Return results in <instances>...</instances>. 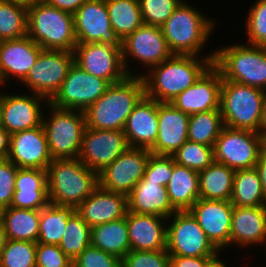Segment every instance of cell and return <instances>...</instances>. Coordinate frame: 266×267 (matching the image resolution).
<instances>
[{"mask_svg":"<svg viewBox=\"0 0 266 267\" xmlns=\"http://www.w3.org/2000/svg\"><path fill=\"white\" fill-rule=\"evenodd\" d=\"M123 132L129 147L150 150L158 135V102L144 95L128 116Z\"/></svg>","mask_w":266,"mask_h":267,"instance_id":"obj_23","label":"cell"},{"mask_svg":"<svg viewBox=\"0 0 266 267\" xmlns=\"http://www.w3.org/2000/svg\"><path fill=\"white\" fill-rule=\"evenodd\" d=\"M27 36L44 50L73 52L77 45L74 16L36 0L28 5Z\"/></svg>","mask_w":266,"mask_h":267,"instance_id":"obj_4","label":"cell"},{"mask_svg":"<svg viewBox=\"0 0 266 267\" xmlns=\"http://www.w3.org/2000/svg\"><path fill=\"white\" fill-rule=\"evenodd\" d=\"M2 126V94H0V127Z\"/></svg>","mask_w":266,"mask_h":267,"instance_id":"obj_57","label":"cell"},{"mask_svg":"<svg viewBox=\"0 0 266 267\" xmlns=\"http://www.w3.org/2000/svg\"><path fill=\"white\" fill-rule=\"evenodd\" d=\"M109 85L107 80L90 75L74 63L49 103L57 108L85 112L106 92Z\"/></svg>","mask_w":266,"mask_h":267,"instance_id":"obj_12","label":"cell"},{"mask_svg":"<svg viewBox=\"0 0 266 267\" xmlns=\"http://www.w3.org/2000/svg\"><path fill=\"white\" fill-rule=\"evenodd\" d=\"M11 207L41 210L49 202L47 170L18 168Z\"/></svg>","mask_w":266,"mask_h":267,"instance_id":"obj_27","label":"cell"},{"mask_svg":"<svg viewBox=\"0 0 266 267\" xmlns=\"http://www.w3.org/2000/svg\"><path fill=\"white\" fill-rule=\"evenodd\" d=\"M266 242V205L233 206L230 245L249 246Z\"/></svg>","mask_w":266,"mask_h":267,"instance_id":"obj_28","label":"cell"},{"mask_svg":"<svg viewBox=\"0 0 266 267\" xmlns=\"http://www.w3.org/2000/svg\"><path fill=\"white\" fill-rule=\"evenodd\" d=\"M47 182L50 203L75 208L99 186L98 173L78 158L52 160Z\"/></svg>","mask_w":266,"mask_h":267,"instance_id":"obj_3","label":"cell"},{"mask_svg":"<svg viewBox=\"0 0 266 267\" xmlns=\"http://www.w3.org/2000/svg\"><path fill=\"white\" fill-rule=\"evenodd\" d=\"M40 210L7 207L0 210V221L9 240L37 242Z\"/></svg>","mask_w":266,"mask_h":267,"instance_id":"obj_33","label":"cell"},{"mask_svg":"<svg viewBox=\"0 0 266 267\" xmlns=\"http://www.w3.org/2000/svg\"><path fill=\"white\" fill-rule=\"evenodd\" d=\"M230 202L238 207H256L266 205L262 185L257 170H235L233 192Z\"/></svg>","mask_w":266,"mask_h":267,"instance_id":"obj_35","label":"cell"},{"mask_svg":"<svg viewBox=\"0 0 266 267\" xmlns=\"http://www.w3.org/2000/svg\"><path fill=\"white\" fill-rule=\"evenodd\" d=\"M235 170L214 161L198 173L199 198L230 201L233 192Z\"/></svg>","mask_w":266,"mask_h":267,"instance_id":"obj_31","label":"cell"},{"mask_svg":"<svg viewBox=\"0 0 266 267\" xmlns=\"http://www.w3.org/2000/svg\"><path fill=\"white\" fill-rule=\"evenodd\" d=\"M170 254L165 250H130L122 259V267H169Z\"/></svg>","mask_w":266,"mask_h":267,"instance_id":"obj_45","label":"cell"},{"mask_svg":"<svg viewBox=\"0 0 266 267\" xmlns=\"http://www.w3.org/2000/svg\"><path fill=\"white\" fill-rule=\"evenodd\" d=\"M247 15V43L266 46V0H257Z\"/></svg>","mask_w":266,"mask_h":267,"instance_id":"obj_43","label":"cell"},{"mask_svg":"<svg viewBox=\"0 0 266 267\" xmlns=\"http://www.w3.org/2000/svg\"><path fill=\"white\" fill-rule=\"evenodd\" d=\"M42 50L28 36L2 40L0 45V85H3L11 75L22 81L35 65Z\"/></svg>","mask_w":266,"mask_h":267,"instance_id":"obj_24","label":"cell"},{"mask_svg":"<svg viewBox=\"0 0 266 267\" xmlns=\"http://www.w3.org/2000/svg\"><path fill=\"white\" fill-rule=\"evenodd\" d=\"M166 188L173 208L188 211L199 199L198 172L175 163Z\"/></svg>","mask_w":266,"mask_h":267,"instance_id":"obj_30","label":"cell"},{"mask_svg":"<svg viewBox=\"0 0 266 267\" xmlns=\"http://www.w3.org/2000/svg\"><path fill=\"white\" fill-rule=\"evenodd\" d=\"M112 29L123 41L142 24L139 0H106Z\"/></svg>","mask_w":266,"mask_h":267,"instance_id":"obj_34","label":"cell"},{"mask_svg":"<svg viewBox=\"0 0 266 267\" xmlns=\"http://www.w3.org/2000/svg\"><path fill=\"white\" fill-rule=\"evenodd\" d=\"M172 156L175 163L199 173L214 162V147L187 140Z\"/></svg>","mask_w":266,"mask_h":267,"instance_id":"obj_40","label":"cell"},{"mask_svg":"<svg viewBox=\"0 0 266 267\" xmlns=\"http://www.w3.org/2000/svg\"><path fill=\"white\" fill-rule=\"evenodd\" d=\"M37 242L9 240L0 256V267H36Z\"/></svg>","mask_w":266,"mask_h":267,"instance_id":"obj_41","label":"cell"},{"mask_svg":"<svg viewBox=\"0 0 266 267\" xmlns=\"http://www.w3.org/2000/svg\"><path fill=\"white\" fill-rule=\"evenodd\" d=\"M219 255L217 254L208 264V267H227L226 263L219 260Z\"/></svg>","mask_w":266,"mask_h":267,"instance_id":"obj_55","label":"cell"},{"mask_svg":"<svg viewBox=\"0 0 266 267\" xmlns=\"http://www.w3.org/2000/svg\"><path fill=\"white\" fill-rule=\"evenodd\" d=\"M213 258L170 255L169 267H208Z\"/></svg>","mask_w":266,"mask_h":267,"instance_id":"obj_49","label":"cell"},{"mask_svg":"<svg viewBox=\"0 0 266 267\" xmlns=\"http://www.w3.org/2000/svg\"><path fill=\"white\" fill-rule=\"evenodd\" d=\"M9 1H16V2H20V3L26 4V5H30L33 2H35L36 0H9Z\"/></svg>","mask_w":266,"mask_h":267,"instance_id":"obj_56","label":"cell"},{"mask_svg":"<svg viewBox=\"0 0 266 267\" xmlns=\"http://www.w3.org/2000/svg\"><path fill=\"white\" fill-rule=\"evenodd\" d=\"M213 21L182 1L161 29L173 55L197 56L213 31Z\"/></svg>","mask_w":266,"mask_h":267,"instance_id":"obj_5","label":"cell"},{"mask_svg":"<svg viewBox=\"0 0 266 267\" xmlns=\"http://www.w3.org/2000/svg\"><path fill=\"white\" fill-rule=\"evenodd\" d=\"M129 148L123 130H99L86 127L78 159L100 173Z\"/></svg>","mask_w":266,"mask_h":267,"instance_id":"obj_15","label":"cell"},{"mask_svg":"<svg viewBox=\"0 0 266 267\" xmlns=\"http://www.w3.org/2000/svg\"><path fill=\"white\" fill-rule=\"evenodd\" d=\"M128 211L152 214L170 220L176 212L170 203L167 188L141 178L127 195Z\"/></svg>","mask_w":266,"mask_h":267,"instance_id":"obj_29","label":"cell"},{"mask_svg":"<svg viewBox=\"0 0 266 267\" xmlns=\"http://www.w3.org/2000/svg\"><path fill=\"white\" fill-rule=\"evenodd\" d=\"M265 90L222 80L220 112L224 126L262 133Z\"/></svg>","mask_w":266,"mask_h":267,"instance_id":"obj_6","label":"cell"},{"mask_svg":"<svg viewBox=\"0 0 266 267\" xmlns=\"http://www.w3.org/2000/svg\"><path fill=\"white\" fill-rule=\"evenodd\" d=\"M46 107L51 110L49 111L51 114L48 120L43 116L42 125L53 160L78 158L86 128L85 113L57 108L50 103Z\"/></svg>","mask_w":266,"mask_h":267,"instance_id":"obj_8","label":"cell"},{"mask_svg":"<svg viewBox=\"0 0 266 267\" xmlns=\"http://www.w3.org/2000/svg\"><path fill=\"white\" fill-rule=\"evenodd\" d=\"M17 169L9 159H0V210L11 205Z\"/></svg>","mask_w":266,"mask_h":267,"instance_id":"obj_48","label":"cell"},{"mask_svg":"<svg viewBox=\"0 0 266 267\" xmlns=\"http://www.w3.org/2000/svg\"><path fill=\"white\" fill-rule=\"evenodd\" d=\"M90 245L91 227L75 211L67 220L59 247L71 260H74Z\"/></svg>","mask_w":266,"mask_h":267,"instance_id":"obj_39","label":"cell"},{"mask_svg":"<svg viewBox=\"0 0 266 267\" xmlns=\"http://www.w3.org/2000/svg\"><path fill=\"white\" fill-rule=\"evenodd\" d=\"M264 147H265V150H266V134L264 135Z\"/></svg>","mask_w":266,"mask_h":267,"instance_id":"obj_58","label":"cell"},{"mask_svg":"<svg viewBox=\"0 0 266 267\" xmlns=\"http://www.w3.org/2000/svg\"><path fill=\"white\" fill-rule=\"evenodd\" d=\"M8 238L6 230L4 229L3 223L0 221V256L7 244Z\"/></svg>","mask_w":266,"mask_h":267,"instance_id":"obj_53","label":"cell"},{"mask_svg":"<svg viewBox=\"0 0 266 267\" xmlns=\"http://www.w3.org/2000/svg\"><path fill=\"white\" fill-rule=\"evenodd\" d=\"M183 0H139L143 24L161 27Z\"/></svg>","mask_w":266,"mask_h":267,"instance_id":"obj_42","label":"cell"},{"mask_svg":"<svg viewBox=\"0 0 266 267\" xmlns=\"http://www.w3.org/2000/svg\"><path fill=\"white\" fill-rule=\"evenodd\" d=\"M262 134H266V90L264 93V100H263V115H262Z\"/></svg>","mask_w":266,"mask_h":267,"instance_id":"obj_54","label":"cell"},{"mask_svg":"<svg viewBox=\"0 0 266 267\" xmlns=\"http://www.w3.org/2000/svg\"><path fill=\"white\" fill-rule=\"evenodd\" d=\"M265 150L264 135L224 126L214 146V161L234 170L254 168Z\"/></svg>","mask_w":266,"mask_h":267,"instance_id":"obj_9","label":"cell"},{"mask_svg":"<svg viewBox=\"0 0 266 267\" xmlns=\"http://www.w3.org/2000/svg\"><path fill=\"white\" fill-rule=\"evenodd\" d=\"M47 5L74 14L85 2L89 0H42Z\"/></svg>","mask_w":266,"mask_h":267,"instance_id":"obj_50","label":"cell"},{"mask_svg":"<svg viewBox=\"0 0 266 267\" xmlns=\"http://www.w3.org/2000/svg\"><path fill=\"white\" fill-rule=\"evenodd\" d=\"M223 128L224 122L220 110H209L190 115L188 140L214 147Z\"/></svg>","mask_w":266,"mask_h":267,"instance_id":"obj_37","label":"cell"},{"mask_svg":"<svg viewBox=\"0 0 266 267\" xmlns=\"http://www.w3.org/2000/svg\"><path fill=\"white\" fill-rule=\"evenodd\" d=\"M125 217L131 250L166 249L167 226L164 225L163 220L167 218L152 214H136L128 210Z\"/></svg>","mask_w":266,"mask_h":267,"instance_id":"obj_26","label":"cell"},{"mask_svg":"<svg viewBox=\"0 0 266 267\" xmlns=\"http://www.w3.org/2000/svg\"><path fill=\"white\" fill-rule=\"evenodd\" d=\"M28 5L0 0V38L20 39L27 36Z\"/></svg>","mask_w":266,"mask_h":267,"instance_id":"obj_38","label":"cell"},{"mask_svg":"<svg viewBox=\"0 0 266 267\" xmlns=\"http://www.w3.org/2000/svg\"><path fill=\"white\" fill-rule=\"evenodd\" d=\"M255 169L259 174V178L262 185L263 196L266 201V150H264L258 157V161L255 165Z\"/></svg>","mask_w":266,"mask_h":267,"instance_id":"obj_51","label":"cell"},{"mask_svg":"<svg viewBox=\"0 0 266 267\" xmlns=\"http://www.w3.org/2000/svg\"><path fill=\"white\" fill-rule=\"evenodd\" d=\"M91 246L122 260L131 250L126 217L91 227Z\"/></svg>","mask_w":266,"mask_h":267,"instance_id":"obj_32","label":"cell"},{"mask_svg":"<svg viewBox=\"0 0 266 267\" xmlns=\"http://www.w3.org/2000/svg\"><path fill=\"white\" fill-rule=\"evenodd\" d=\"M73 267H122V260L90 245L73 260Z\"/></svg>","mask_w":266,"mask_h":267,"instance_id":"obj_46","label":"cell"},{"mask_svg":"<svg viewBox=\"0 0 266 267\" xmlns=\"http://www.w3.org/2000/svg\"><path fill=\"white\" fill-rule=\"evenodd\" d=\"M209 54L199 60L194 55H173L151 68L150 74H141L145 95L157 102H172L180 93L192 86L213 64Z\"/></svg>","mask_w":266,"mask_h":267,"instance_id":"obj_1","label":"cell"},{"mask_svg":"<svg viewBox=\"0 0 266 267\" xmlns=\"http://www.w3.org/2000/svg\"><path fill=\"white\" fill-rule=\"evenodd\" d=\"M167 225L166 250L170 255L215 257L218 249L211 243L189 211H176Z\"/></svg>","mask_w":266,"mask_h":267,"instance_id":"obj_10","label":"cell"},{"mask_svg":"<svg viewBox=\"0 0 266 267\" xmlns=\"http://www.w3.org/2000/svg\"><path fill=\"white\" fill-rule=\"evenodd\" d=\"M40 102L48 104L49 100L34 93L31 95L2 93V127L11 135L41 126L44 112Z\"/></svg>","mask_w":266,"mask_h":267,"instance_id":"obj_21","label":"cell"},{"mask_svg":"<svg viewBox=\"0 0 266 267\" xmlns=\"http://www.w3.org/2000/svg\"><path fill=\"white\" fill-rule=\"evenodd\" d=\"M73 16L77 43H101L122 47V41L112 29L106 0H89Z\"/></svg>","mask_w":266,"mask_h":267,"instance_id":"obj_17","label":"cell"},{"mask_svg":"<svg viewBox=\"0 0 266 267\" xmlns=\"http://www.w3.org/2000/svg\"><path fill=\"white\" fill-rule=\"evenodd\" d=\"M73 64L72 51L43 49L35 65L21 82L29 87L31 93L41 95L50 101L59 91Z\"/></svg>","mask_w":266,"mask_h":267,"instance_id":"obj_11","label":"cell"},{"mask_svg":"<svg viewBox=\"0 0 266 267\" xmlns=\"http://www.w3.org/2000/svg\"><path fill=\"white\" fill-rule=\"evenodd\" d=\"M74 63L85 72L105 79L110 84L125 79L128 74L122 59V47L101 43H77L73 50Z\"/></svg>","mask_w":266,"mask_h":267,"instance_id":"obj_13","label":"cell"},{"mask_svg":"<svg viewBox=\"0 0 266 267\" xmlns=\"http://www.w3.org/2000/svg\"><path fill=\"white\" fill-rule=\"evenodd\" d=\"M145 95L141 75L127 76L110 84L106 92L85 110L86 127L99 130H123L128 116Z\"/></svg>","mask_w":266,"mask_h":267,"instance_id":"obj_2","label":"cell"},{"mask_svg":"<svg viewBox=\"0 0 266 267\" xmlns=\"http://www.w3.org/2000/svg\"><path fill=\"white\" fill-rule=\"evenodd\" d=\"M7 159L18 168L47 170L53 158L43 125L11 134Z\"/></svg>","mask_w":266,"mask_h":267,"instance_id":"obj_18","label":"cell"},{"mask_svg":"<svg viewBox=\"0 0 266 267\" xmlns=\"http://www.w3.org/2000/svg\"><path fill=\"white\" fill-rule=\"evenodd\" d=\"M213 64L222 80L266 90V46L231 45L217 50Z\"/></svg>","mask_w":266,"mask_h":267,"instance_id":"obj_7","label":"cell"},{"mask_svg":"<svg viewBox=\"0 0 266 267\" xmlns=\"http://www.w3.org/2000/svg\"><path fill=\"white\" fill-rule=\"evenodd\" d=\"M188 211L219 251L230 244L233 213V204L230 201L199 198Z\"/></svg>","mask_w":266,"mask_h":267,"instance_id":"obj_20","label":"cell"},{"mask_svg":"<svg viewBox=\"0 0 266 267\" xmlns=\"http://www.w3.org/2000/svg\"><path fill=\"white\" fill-rule=\"evenodd\" d=\"M128 55L152 68L172 57L173 53L168 47L161 27L142 24L122 41L125 71L129 76H134L133 72H129Z\"/></svg>","mask_w":266,"mask_h":267,"instance_id":"obj_16","label":"cell"},{"mask_svg":"<svg viewBox=\"0 0 266 267\" xmlns=\"http://www.w3.org/2000/svg\"><path fill=\"white\" fill-rule=\"evenodd\" d=\"M190 116L170 102H158V135L152 154L172 156L188 140Z\"/></svg>","mask_w":266,"mask_h":267,"instance_id":"obj_22","label":"cell"},{"mask_svg":"<svg viewBox=\"0 0 266 267\" xmlns=\"http://www.w3.org/2000/svg\"><path fill=\"white\" fill-rule=\"evenodd\" d=\"M36 267H73V260L59 245L37 243Z\"/></svg>","mask_w":266,"mask_h":267,"instance_id":"obj_47","label":"cell"},{"mask_svg":"<svg viewBox=\"0 0 266 267\" xmlns=\"http://www.w3.org/2000/svg\"><path fill=\"white\" fill-rule=\"evenodd\" d=\"M174 165L173 156L151 154L143 178L166 187L171 178Z\"/></svg>","mask_w":266,"mask_h":267,"instance_id":"obj_44","label":"cell"},{"mask_svg":"<svg viewBox=\"0 0 266 267\" xmlns=\"http://www.w3.org/2000/svg\"><path fill=\"white\" fill-rule=\"evenodd\" d=\"M151 154V151L146 148L129 147L98 173L99 186L128 195L144 177Z\"/></svg>","mask_w":266,"mask_h":267,"instance_id":"obj_14","label":"cell"},{"mask_svg":"<svg viewBox=\"0 0 266 267\" xmlns=\"http://www.w3.org/2000/svg\"><path fill=\"white\" fill-rule=\"evenodd\" d=\"M127 195L98 186L78 207L76 212L90 226L104 224L125 217Z\"/></svg>","mask_w":266,"mask_h":267,"instance_id":"obj_25","label":"cell"},{"mask_svg":"<svg viewBox=\"0 0 266 267\" xmlns=\"http://www.w3.org/2000/svg\"><path fill=\"white\" fill-rule=\"evenodd\" d=\"M10 134L0 127V159H6L9 153Z\"/></svg>","mask_w":266,"mask_h":267,"instance_id":"obj_52","label":"cell"},{"mask_svg":"<svg viewBox=\"0 0 266 267\" xmlns=\"http://www.w3.org/2000/svg\"><path fill=\"white\" fill-rule=\"evenodd\" d=\"M222 74L212 64L192 86L171 103L189 116L209 110H220Z\"/></svg>","mask_w":266,"mask_h":267,"instance_id":"obj_19","label":"cell"},{"mask_svg":"<svg viewBox=\"0 0 266 267\" xmlns=\"http://www.w3.org/2000/svg\"><path fill=\"white\" fill-rule=\"evenodd\" d=\"M76 211L74 206L49 203L40 210L39 238L37 243L59 245L67 220Z\"/></svg>","mask_w":266,"mask_h":267,"instance_id":"obj_36","label":"cell"}]
</instances>
